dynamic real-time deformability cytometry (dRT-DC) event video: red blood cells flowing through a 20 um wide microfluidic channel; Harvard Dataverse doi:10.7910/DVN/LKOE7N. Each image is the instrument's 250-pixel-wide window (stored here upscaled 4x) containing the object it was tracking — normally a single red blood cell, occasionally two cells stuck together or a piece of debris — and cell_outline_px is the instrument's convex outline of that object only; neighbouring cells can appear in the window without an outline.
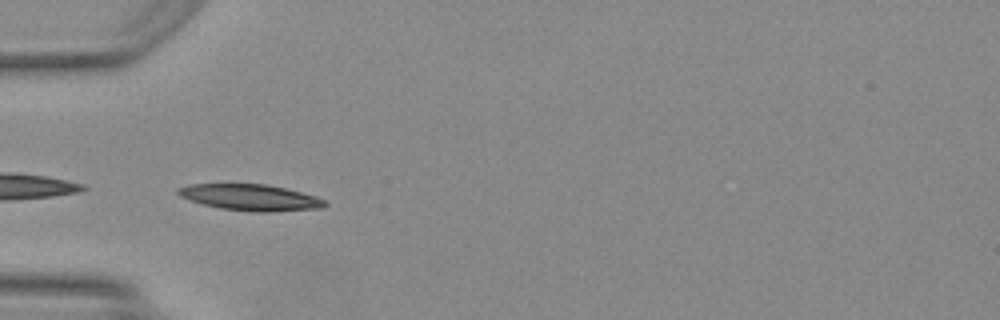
{"species": "Egyptian fruit bat (a non-hibernating species)", "species_latin": "Rousettus aegyptiacus", "temperature_condition": "warm", "stored_images_in_passage": 31, "camera_frame_rate_fps": 3000, "um_per_image_px": 0.085, "animal": {"sex": "female"}, "frame": {"image": 1, "passage_image": 1, "time_ms": 0.0, "image_size_px": [1000, 320], "cell_outline_px": [[328, 204], [320, 208], [272, 212], [256, 212], [220, 208], [204, 204], [180, 196], [176, 192], [176, 188], [188, 184], [264, 184], [284, 188], [316, 196], [324, 200]], "centroid_in_image_um": [21.27, 16.78], "position_along_channel_um": 63.7, "area_um2": 22.25}}
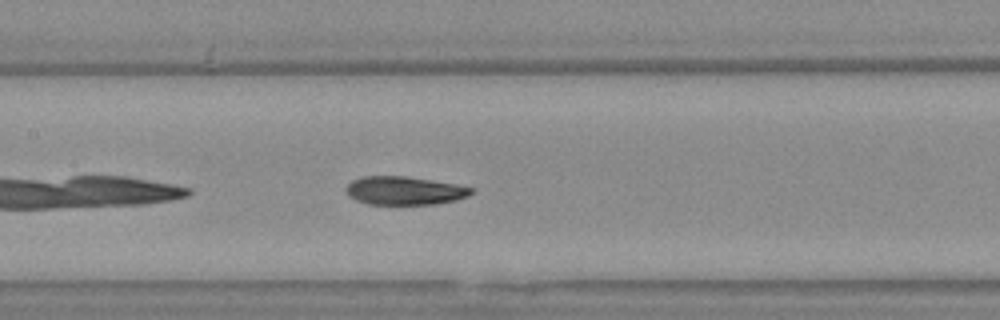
{"frame": {"image": 2, "passage_image": 9, "time_ms": 2.667, "image_size_px": [1000, 320], "cell_outline_px": [[476, 192], [468, 196], [456, 200], [436, 204], [364, 204], [348, 196], [348, 184], [352, 180], [364, 176], [404, 176], [432, 180], [456, 184], [472, 188]], "centroid_in_image_um": [34.41, 16.21], "position_along_channel_um": 173.0, "area_um2": 20.69}}
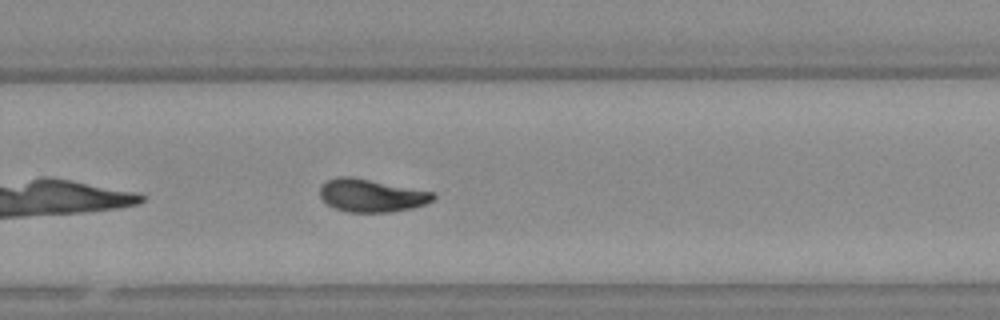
{"frame": {"image": 3, "passage_image": 18, "time_ms": 5.667, "image_size_px": [1000, 320], "cell_outline_px": [[436, 196], [432, 200], [424, 204], [412, 208], [392, 212], [348, 212], [332, 208], [320, 196], [320, 184], [336, 176], [352, 176], [432, 192]], "centroid_in_image_um": [31.52, 16.61], "position_along_channel_um": 298.3, "area_um2": 21.68}, "authors_computed_cell_mechanics": {"area_um2": 21.3282, "velocity_mm_per_s": 4.1891, "shape_relaxation_time_tau1_ms": 2.9128, "shape_relaxation_time_tau2_ms": 1.6596, "deformation_change_tau1": 0.1657, "deformation_change_tau2": 0.0717}}